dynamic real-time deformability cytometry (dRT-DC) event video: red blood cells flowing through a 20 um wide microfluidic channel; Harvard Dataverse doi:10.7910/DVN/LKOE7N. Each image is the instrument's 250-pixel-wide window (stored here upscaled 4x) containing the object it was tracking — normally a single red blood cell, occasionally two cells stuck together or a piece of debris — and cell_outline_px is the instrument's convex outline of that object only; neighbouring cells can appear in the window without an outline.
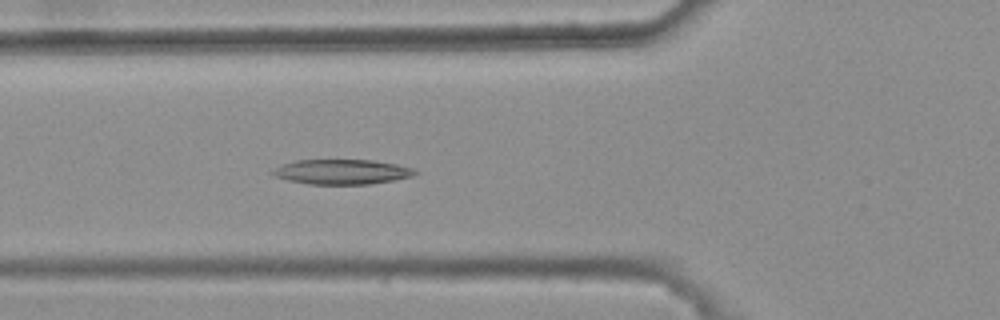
{"species": "common noctule bat (a hibernating species)", "species_latin": "Nyctalus noctula", "temperature_condition": "warm", "stored_images_in_passage": 5, "camera_frame_rate_fps": 3000, "um_per_image_px": 0.085, "animal": {"sex": "female", "body_mass_g": 25.1}, "frame": {"image": 1, "passage_image": 5, "time_ms": 1.333, "image_size_px": [1000, 320], "cell_outline_px": [[420, 172], [412, 176], [392, 180], [368, 184], [308, 184], [288, 180], [276, 176], [268, 172], [280, 164], [296, 160], [372, 160], [396, 164], [412, 168]], "centroid_in_image_um": [29.01, 14.6], "position_along_channel_um": 96.8, "area_um2": 20.63}}